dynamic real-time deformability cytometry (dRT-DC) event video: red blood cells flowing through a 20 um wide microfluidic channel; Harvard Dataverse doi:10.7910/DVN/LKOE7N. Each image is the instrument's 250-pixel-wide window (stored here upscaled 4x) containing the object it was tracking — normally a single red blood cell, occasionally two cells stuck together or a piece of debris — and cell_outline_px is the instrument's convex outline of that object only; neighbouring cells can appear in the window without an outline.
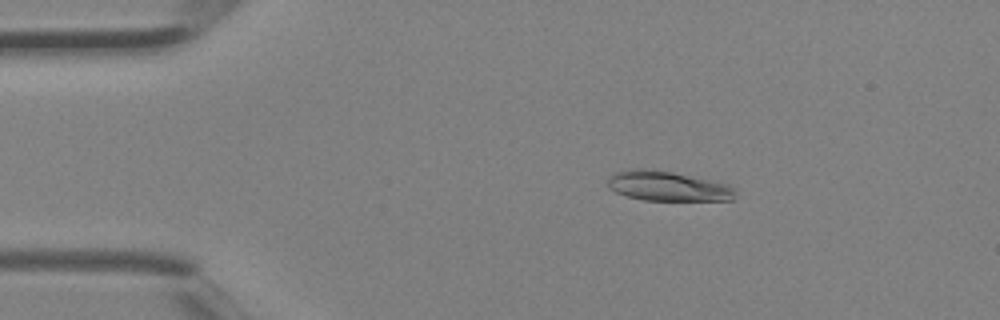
{"species": "Egyptian fruit bat (a non-hibernating species)", "species_latin": "Rousettus aegyptiacus", "temperature_condition": "room temperature", "stored_images_in_passage": 2, "camera_frame_rate_fps": 3000, "um_per_image_px": 0.085, "animal": {"sex": "female"}, "frame": {"image": 1, "passage_image": 1, "time_ms": 0.0, "image_size_px": [1000, 320], "cell_outline_px": [[736, 196], [732, 200], [644, 200], [628, 196], [616, 192], [608, 188], [608, 180], [616, 172], [636, 168], [648, 168], [672, 172], [728, 184], [736, 192]], "centroid_in_image_um": [56.76, 15.82], "position_along_channel_um": 28.2, "area_um2": 21.91}}